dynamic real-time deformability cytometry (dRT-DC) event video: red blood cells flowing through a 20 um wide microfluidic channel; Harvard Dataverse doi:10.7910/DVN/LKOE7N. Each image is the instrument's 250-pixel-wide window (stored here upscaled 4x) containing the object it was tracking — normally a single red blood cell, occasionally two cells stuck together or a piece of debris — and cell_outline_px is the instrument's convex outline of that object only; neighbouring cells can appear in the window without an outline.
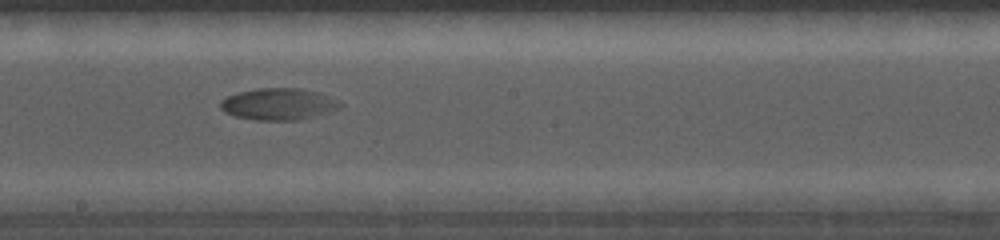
{"species": "common noctule bat (a hibernating species)", "species_latin": "Nyctalus noctula", "temperature_condition": "cold", "stored_images_in_passage": 69, "camera_frame_rate_fps": 5000, "um_per_image_px": 0.085, "animal": {"sex": "female", "body_mass_g": 19.0, "forearm_length_mm": 56.7}, "frame": {"image": 1, "passage_image": 40, "time_ms": 7.8, "image_size_px": [1000, 240], "cell_outline_px": [[344, 104], [340, 108], [312, 116], [296, 120], [256, 120], [236, 116], [224, 112], [220, 108], [220, 100], [236, 92], [260, 88], [300, 88], [316, 92], [340, 100]], "centroid_in_image_um": [23.65, 8.84], "position_along_channel_um": 224.5, "area_um2": 22.02}}
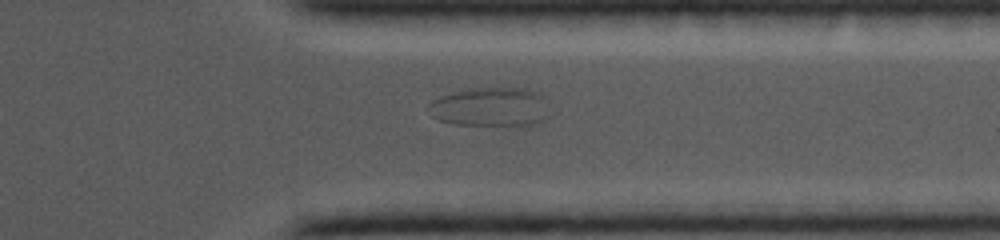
{"frame": {"image": 2, "passage_image": 57, "time_ms": 11.2, "image_size_px": [1000, 240], "cell_outline_px": [[544, 96], [536, 120], [532, 124], [452, 124], [440, 120], [432, 116], [428, 104], [432, 100], [440, 96], [456, 92], [476, 88], [528, 88]], "centroid_in_image_um": [41.49, 9.05], "position_along_channel_um": 369.9, "area_um2": 25.84}}
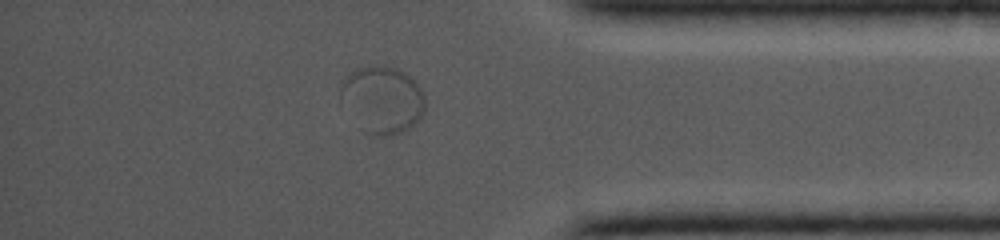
{"frame": {"image": 3, "passage_image": 62, "time_ms": 12.2, "image_size_px": [1000, 240], "cell_outline_px": [[424, 108], [420, 116], [404, 132], [388, 136], [380, 136], [368, 132], [340, 96], [340, 88], [344, 76], [356, 68], [372, 64], [384, 64], [396, 68], [404, 72], [420, 88], [424, 96]], "centroid_in_image_um": [32.52, 8.39], "position_along_channel_um": 402.7, "area_um2": 32.14}}